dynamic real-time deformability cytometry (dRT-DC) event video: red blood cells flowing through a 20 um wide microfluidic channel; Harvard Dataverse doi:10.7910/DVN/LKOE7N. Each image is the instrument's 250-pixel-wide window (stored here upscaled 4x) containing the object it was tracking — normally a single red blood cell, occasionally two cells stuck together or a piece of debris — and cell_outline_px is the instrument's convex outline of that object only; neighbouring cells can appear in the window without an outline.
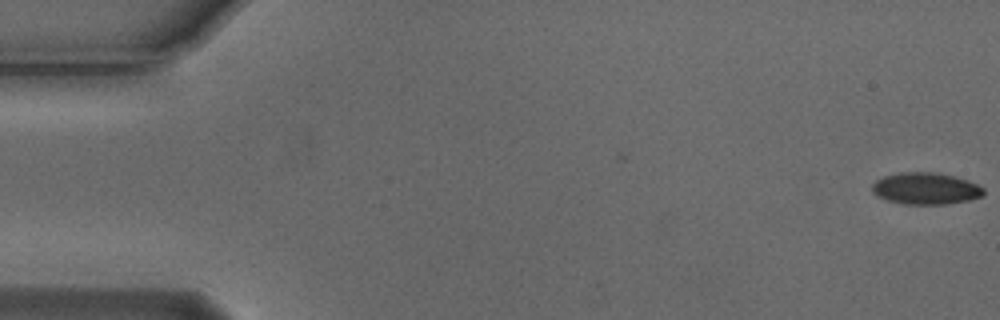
{"species": "Egyptian fruit bat (a non-hibernating species)", "species_latin": "Rousettus aegyptiacus", "temperature_condition": "cold", "stored_images_in_passage": 2, "camera_frame_rate_fps": 3000, "um_per_image_px": 0.085, "animal": {"sex": "male"}, "frame": {"image": 1, "passage_image": 2, "time_ms": 0.333, "image_size_px": [1000, 320], "cell_outline_px": [[984, 196], [968, 200], [944, 204], [904, 204], [888, 200], [876, 196], [872, 192], [872, 184], [876, 180], [884, 176], [900, 172], [932, 172], [952, 176], [968, 180], [984, 188]], "centroid_in_image_um": [78.67, 16.02], "position_along_channel_um": 6.3, "area_um2": 20.58}}